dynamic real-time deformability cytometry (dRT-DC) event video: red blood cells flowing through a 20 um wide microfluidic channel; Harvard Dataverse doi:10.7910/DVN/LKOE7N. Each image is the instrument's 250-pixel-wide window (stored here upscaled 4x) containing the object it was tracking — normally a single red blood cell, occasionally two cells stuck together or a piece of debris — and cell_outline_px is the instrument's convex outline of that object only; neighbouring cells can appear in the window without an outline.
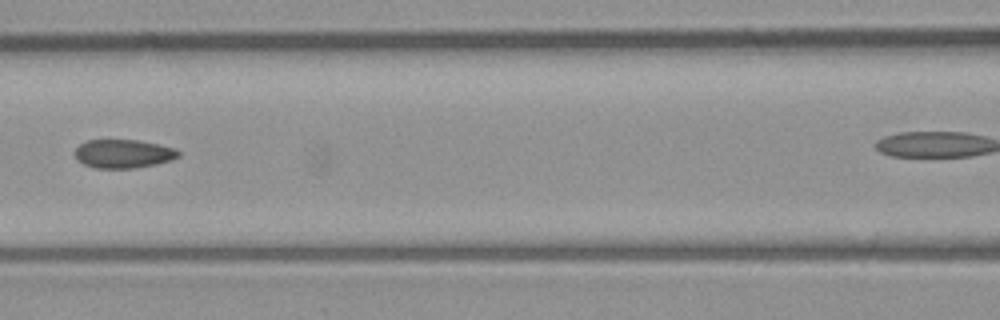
{"species": "common noctule bat (a hibernating species)", "species_latin": "Nyctalus noctula", "temperature_condition": "room temperature", "stored_images_in_passage": 7, "camera_frame_rate_fps": 3000, "um_per_image_px": 0.085, "animal": {"sex": "male", "body_mass_g": 23.1, "forearm_length_mm": 52.7}, "frame": {"image": 1, "passage_image": 5, "time_ms": 5.333, "image_size_px": [1000, 320], "cell_outline_px": [[180, 156], [172, 160], [156, 164], [136, 168], [96, 168], [84, 164], [76, 160], [72, 152], [80, 144], [88, 140], [136, 140], [160, 144], [176, 148], [180, 152]], "centroid_in_image_um": [10.48, 13.07], "position_along_channel_um": 156.1, "area_um2": 17.51}}